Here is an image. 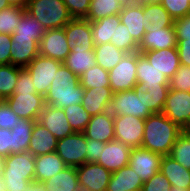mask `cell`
<instances>
[{
  "instance_id": "obj_17",
  "label": "cell",
  "mask_w": 190,
  "mask_h": 191,
  "mask_svg": "<svg viewBox=\"0 0 190 191\" xmlns=\"http://www.w3.org/2000/svg\"><path fill=\"white\" fill-rule=\"evenodd\" d=\"M131 150V147L118 140H111L110 142L105 143L97 164L102 165L111 173L118 171L128 165Z\"/></svg>"
},
{
  "instance_id": "obj_45",
  "label": "cell",
  "mask_w": 190,
  "mask_h": 191,
  "mask_svg": "<svg viewBox=\"0 0 190 191\" xmlns=\"http://www.w3.org/2000/svg\"><path fill=\"white\" fill-rule=\"evenodd\" d=\"M162 6L176 20L187 16L190 0H162Z\"/></svg>"
},
{
  "instance_id": "obj_43",
  "label": "cell",
  "mask_w": 190,
  "mask_h": 191,
  "mask_svg": "<svg viewBox=\"0 0 190 191\" xmlns=\"http://www.w3.org/2000/svg\"><path fill=\"white\" fill-rule=\"evenodd\" d=\"M110 43L126 53L138 52V44L129 34L128 28L122 23L115 28L114 40H110Z\"/></svg>"
},
{
  "instance_id": "obj_29",
  "label": "cell",
  "mask_w": 190,
  "mask_h": 191,
  "mask_svg": "<svg viewBox=\"0 0 190 191\" xmlns=\"http://www.w3.org/2000/svg\"><path fill=\"white\" fill-rule=\"evenodd\" d=\"M160 172L172 186L190 188V170L184 168L171 156L166 155L162 157Z\"/></svg>"
},
{
  "instance_id": "obj_21",
  "label": "cell",
  "mask_w": 190,
  "mask_h": 191,
  "mask_svg": "<svg viewBox=\"0 0 190 191\" xmlns=\"http://www.w3.org/2000/svg\"><path fill=\"white\" fill-rule=\"evenodd\" d=\"M11 38V64L26 68L39 55V44L30 38Z\"/></svg>"
},
{
  "instance_id": "obj_35",
  "label": "cell",
  "mask_w": 190,
  "mask_h": 191,
  "mask_svg": "<svg viewBox=\"0 0 190 191\" xmlns=\"http://www.w3.org/2000/svg\"><path fill=\"white\" fill-rule=\"evenodd\" d=\"M45 31L42 24L36 18L24 11L21 21L11 37L30 38L40 44Z\"/></svg>"
},
{
  "instance_id": "obj_19",
  "label": "cell",
  "mask_w": 190,
  "mask_h": 191,
  "mask_svg": "<svg viewBox=\"0 0 190 191\" xmlns=\"http://www.w3.org/2000/svg\"><path fill=\"white\" fill-rule=\"evenodd\" d=\"M142 54L154 68L163 73L169 80L181 65L177 48L145 51Z\"/></svg>"
},
{
  "instance_id": "obj_55",
  "label": "cell",
  "mask_w": 190,
  "mask_h": 191,
  "mask_svg": "<svg viewBox=\"0 0 190 191\" xmlns=\"http://www.w3.org/2000/svg\"><path fill=\"white\" fill-rule=\"evenodd\" d=\"M24 191H45V189L42 183L34 181Z\"/></svg>"
},
{
  "instance_id": "obj_53",
  "label": "cell",
  "mask_w": 190,
  "mask_h": 191,
  "mask_svg": "<svg viewBox=\"0 0 190 191\" xmlns=\"http://www.w3.org/2000/svg\"><path fill=\"white\" fill-rule=\"evenodd\" d=\"M13 154V140L10 129L0 128V156L7 157Z\"/></svg>"
},
{
  "instance_id": "obj_50",
  "label": "cell",
  "mask_w": 190,
  "mask_h": 191,
  "mask_svg": "<svg viewBox=\"0 0 190 191\" xmlns=\"http://www.w3.org/2000/svg\"><path fill=\"white\" fill-rule=\"evenodd\" d=\"M105 143L86 138V162L97 163Z\"/></svg>"
},
{
  "instance_id": "obj_11",
  "label": "cell",
  "mask_w": 190,
  "mask_h": 191,
  "mask_svg": "<svg viewBox=\"0 0 190 191\" xmlns=\"http://www.w3.org/2000/svg\"><path fill=\"white\" fill-rule=\"evenodd\" d=\"M81 191H106L112 173L97 163L86 162L76 168Z\"/></svg>"
},
{
  "instance_id": "obj_12",
  "label": "cell",
  "mask_w": 190,
  "mask_h": 191,
  "mask_svg": "<svg viewBox=\"0 0 190 191\" xmlns=\"http://www.w3.org/2000/svg\"><path fill=\"white\" fill-rule=\"evenodd\" d=\"M162 155L143 147L132 148L128 166H130L142 182L145 183L160 171Z\"/></svg>"
},
{
  "instance_id": "obj_58",
  "label": "cell",
  "mask_w": 190,
  "mask_h": 191,
  "mask_svg": "<svg viewBox=\"0 0 190 191\" xmlns=\"http://www.w3.org/2000/svg\"><path fill=\"white\" fill-rule=\"evenodd\" d=\"M170 191H190V188H180L176 186H171Z\"/></svg>"
},
{
  "instance_id": "obj_37",
  "label": "cell",
  "mask_w": 190,
  "mask_h": 191,
  "mask_svg": "<svg viewBox=\"0 0 190 191\" xmlns=\"http://www.w3.org/2000/svg\"><path fill=\"white\" fill-rule=\"evenodd\" d=\"M19 67L12 64L0 65V100L9 98L18 80Z\"/></svg>"
},
{
  "instance_id": "obj_4",
  "label": "cell",
  "mask_w": 190,
  "mask_h": 191,
  "mask_svg": "<svg viewBox=\"0 0 190 191\" xmlns=\"http://www.w3.org/2000/svg\"><path fill=\"white\" fill-rule=\"evenodd\" d=\"M25 11L45 30L63 28L73 19L63 0H29Z\"/></svg>"
},
{
  "instance_id": "obj_49",
  "label": "cell",
  "mask_w": 190,
  "mask_h": 191,
  "mask_svg": "<svg viewBox=\"0 0 190 191\" xmlns=\"http://www.w3.org/2000/svg\"><path fill=\"white\" fill-rule=\"evenodd\" d=\"M14 93H36L31 74L26 68L19 67L18 80L15 85Z\"/></svg>"
},
{
  "instance_id": "obj_15",
  "label": "cell",
  "mask_w": 190,
  "mask_h": 191,
  "mask_svg": "<svg viewBox=\"0 0 190 191\" xmlns=\"http://www.w3.org/2000/svg\"><path fill=\"white\" fill-rule=\"evenodd\" d=\"M177 36L174 27H152L149 25L138 45V52L177 48Z\"/></svg>"
},
{
  "instance_id": "obj_33",
  "label": "cell",
  "mask_w": 190,
  "mask_h": 191,
  "mask_svg": "<svg viewBox=\"0 0 190 191\" xmlns=\"http://www.w3.org/2000/svg\"><path fill=\"white\" fill-rule=\"evenodd\" d=\"M94 53L96 64L107 71L113 69L122 60L124 55L127 54L111 43L99 44L95 46Z\"/></svg>"
},
{
  "instance_id": "obj_16",
  "label": "cell",
  "mask_w": 190,
  "mask_h": 191,
  "mask_svg": "<svg viewBox=\"0 0 190 191\" xmlns=\"http://www.w3.org/2000/svg\"><path fill=\"white\" fill-rule=\"evenodd\" d=\"M119 16L120 22L128 28L129 34L139 45L147 27L150 25L149 22H147V17L144 16L143 3H125Z\"/></svg>"
},
{
  "instance_id": "obj_51",
  "label": "cell",
  "mask_w": 190,
  "mask_h": 191,
  "mask_svg": "<svg viewBox=\"0 0 190 191\" xmlns=\"http://www.w3.org/2000/svg\"><path fill=\"white\" fill-rule=\"evenodd\" d=\"M177 41H190V18L185 16L174 20Z\"/></svg>"
},
{
  "instance_id": "obj_8",
  "label": "cell",
  "mask_w": 190,
  "mask_h": 191,
  "mask_svg": "<svg viewBox=\"0 0 190 191\" xmlns=\"http://www.w3.org/2000/svg\"><path fill=\"white\" fill-rule=\"evenodd\" d=\"M145 119L122 115L114 116L115 140L131 147H141L144 136Z\"/></svg>"
},
{
  "instance_id": "obj_59",
  "label": "cell",
  "mask_w": 190,
  "mask_h": 191,
  "mask_svg": "<svg viewBox=\"0 0 190 191\" xmlns=\"http://www.w3.org/2000/svg\"><path fill=\"white\" fill-rule=\"evenodd\" d=\"M144 0H124L125 3L142 4Z\"/></svg>"
},
{
  "instance_id": "obj_40",
  "label": "cell",
  "mask_w": 190,
  "mask_h": 191,
  "mask_svg": "<svg viewBox=\"0 0 190 191\" xmlns=\"http://www.w3.org/2000/svg\"><path fill=\"white\" fill-rule=\"evenodd\" d=\"M63 111L74 132H83L91 119V115L81 104H71Z\"/></svg>"
},
{
  "instance_id": "obj_14",
  "label": "cell",
  "mask_w": 190,
  "mask_h": 191,
  "mask_svg": "<svg viewBox=\"0 0 190 191\" xmlns=\"http://www.w3.org/2000/svg\"><path fill=\"white\" fill-rule=\"evenodd\" d=\"M70 51L64 27L49 29L44 32L39 44V55L63 62Z\"/></svg>"
},
{
  "instance_id": "obj_30",
  "label": "cell",
  "mask_w": 190,
  "mask_h": 191,
  "mask_svg": "<svg viewBox=\"0 0 190 191\" xmlns=\"http://www.w3.org/2000/svg\"><path fill=\"white\" fill-rule=\"evenodd\" d=\"M42 185L45 191H81L76 168L71 166L42 182Z\"/></svg>"
},
{
  "instance_id": "obj_41",
  "label": "cell",
  "mask_w": 190,
  "mask_h": 191,
  "mask_svg": "<svg viewBox=\"0 0 190 191\" xmlns=\"http://www.w3.org/2000/svg\"><path fill=\"white\" fill-rule=\"evenodd\" d=\"M184 168L190 170V134L182 131L176 138V142L169 154Z\"/></svg>"
},
{
  "instance_id": "obj_5",
  "label": "cell",
  "mask_w": 190,
  "mask_h": 191,
  "mask_svg": "<svg viewBox=\"0 0 190 191\" xmlns=\"http://www.w3.org/2000/svg\"><path fill=\"white\" fill-rule=\"evenodd\" d=\"M145 105V89L136 86L133 90L114 93L108 111L113 116L132 115L146 119L152 112Z\"/></svg>"
},
{
  "instance_id": "obj_48",
  "label": "cell",
  "mask_w": 190,
  "mask_h": 191,
  "mask_svg": "<svg viewBox=\"0 0 190 191\" xmlns=\"http://www.w3.org/2000/svg\"><path fill=\"white\" fill-rule=\"evenodd\" d=\"M18 115H16L8 104L4 101H0V128L13 129L18 122Z\"/></svg>"
},
{
  "instance_id": "obj_36",
  "label": "cell",
  "mask_w": 190,
  "mask_h": 191,
  "mask_svg": "<svg viewBox=\"0 0 190 191\" xmlns=\"http://www.w3.org/2000/svg\"><path fill=\"white\" fill-rule=\"evenodd\" d=\"M144 16L152 27H174V19L161 3H143Z\"/></svg>"
},
{
  "instance_id": "obj_42",
  "label": "cell",
  "mask_w": 190,
  "mask_h": 191,
  "mask_svg": "<svg viewBox=\"0 0 190 191\" xmlns=\"http://www.w3.org/2000/svg\"><path fill=\"white\" fill-rule=\"evenodd\" d=\"M169 90V86H154L145 88V106L152 113H161L164 109Z\"/></svg>"
},
{
  "instance_id": "obj_64",
  "label": "cell",
  "mask_w": 190,
  "mask_h": 191,
  "mask_svg": "<svg viewBox=\"0 0 190 191\" xmlns=\"http://www.w3.org/2000/svg\"><path fill=\"white\" fill-rule=\"evenodd\" d=\"M187 16L190 18V7H189V10H188Z\"/></svg>"
},
{
  "instance_id": "obj_34",
  "label": "cell",
  "mask_w": 190,
  "mask_h": 191,
  "mask_svg": "<svg viewBox=\"0 0 190 191\" xmlns=\"http://www.w3.org/2000/svg\"><path fill=\"white\" fill-rule=\"evenodd\" d=\"M35 121L18 118L16 127L11 129L13 154L27 152Z\"/></svg>"
},
{
  "instance_id": "obj_20",
  "label": "cell",
  "mask_w": 190,
  "mask_h": 191,
  "mask_svg": "<svg viewBox=\"0 0 190 191\" xmlns=\"http://www.w3.org/2000/svg\"><path fill=\"white\" fill-rule=\"evenodd\" d=\"M83 134L86 138L99 140L103 143L114 140V116L109 111L91 116Z\"/></svg>"
},
{
  "instance_id": "obj_23",
  "label": "cell",
  "mask_w": 190,
  "mask_h": 191,
  "mask_svg": "<svg viewBox=\"0 0 190 191\" xmlns=\"http://www.w3.org/2000/svg\"><path fill=\"white\" fill-rule=\"evenodd\" d=\"M113 94L110 87L84 89L81 105L91 116L102 114L109 110Z\"/></svg>"
},
{
  "instance_id": "obj_62",
  "label": "cell",
  "mask_w": 190,
  "mask_h": 191,
  "mask_svg": "<svg viewBox=\"0 0 190 191\" xmlns=\"http://www.w3.org/2000/svg\"><path fill=\"white\" fill-rule=\"evenodd\" d=\"M162 0H144L143 3H161Z\"/></svg>"
},
{
  "instance_id": "obj_2",
  "label": "cell",
  "mask_w": 190,
  "mask_h": 191,
  "mask_svg": "<svg viewBox=\"0 0 190 191\" xmlns=\"http://www.w3.org/2000/svg\"><path fill=\"white\" fill-rule=\"evenodd\" d=\"M83 96L84 88L79 82V76L62 63L44 97L45 105L63 109L71 104H81Z\"/></svg>"
},
{
  "instance_id": "obj_25",
  "label": "cell",
  "mask_w": 190,
  "mask_h": 191,
  "mask_svg": "<svg viewBox=\"0 0 190 191\" xmlns=\"http://www.w3.org/2000/svg\"><path fill=\"white\" fill-rule=\"evenodd\" d=\"M136 73L138 86L143 89L154 86H169V79L154 68L140 52H137Z\"/></svg>"
},
{
  "instance_id": "obj_54",
  "label": "cell",
  "mask_w": 190,
  "mask_h": 191,
  "mask_svg": "<svg viewBox=\"0 0 190 191\" xmlns=\"http://www.w3.org/2000/svg\"><path fill=\"white\" fill-rule=\"evenodd\" d=\"M177 50L180 64L190 66V41H178Z\"/></svg>"
},
{
  "instance_id": "obj_7",
  "label": "cell",
  "mask_w": 190,
  "mask_h": 191,
  "mask_svg": "<svg viewBox=\"0 0 190 191\" xmlns=\"http://www.w3.org/2000/svg\"><path fill=\"white\" fill-rule=\"evenodd\" d=\"M62 62L38 55L26 69L31 74L36 93L45 97Z\"/></svg>"
},
{
  "instance_id": "obj_18",
  "label": "cell",
  "mask_w": 190,
  "mask_h": 191,
  "mask_svg": "<svg viewBox=\"0 0 190 191\" xmlns=\"http://www.w3.org/2000/svg\"><path fill=\"white\" fill-rule=\"evenodd\" d=\"M37 122L46 127L57 139L75 133L63 109L52 105H45L37 118Z\"/></svg>"
},
{
  "instance_id": "obj_46",
  "label": "cell",
  "mask_w": 190,
  "mask_h": 191,
  "mask_svg": "<svg viewBox=\"0 0 190 191\" xmlns=\"http://www.w3.org/2000/svg\"><path fill=\"white\" fill-rule=\"evenodd\" d=\"M171 186L168 179L159 171L143 184L141 191H170Z\"/></svg>"
},
{
  "instance_id": "obj_3",
  "label": "cell",
  "mask_w": 190,
  "mask_h": 191,
  "mask_svg": "<svg viewBox=\"0 0 190 191\" xmlns=\"http://www.w3.org/2000/svg\"><path fill=\"white\" fill-rule=\"evenodd\" d=\"M1 176L5 191H24L35 181V157L28 151L4 157Z\"/></svg>"
},
{
  "instance_id": "obj_13",
  "label": "cell",
  "mask_w": 190,
  "mask_h": 191,
  "mask_svg": "<svg viewBox=\"0 0 190 191\" xmlns=\"http://www.w3.org/2000/svg\"><path fill=\"white\" fill-rule=\"evenodd\" d=\"M162 113L183 129L190 120V92L170 89Z\"/></svg>"
},
{
  "instance_id": "obj_22",
  "label": "cell",
  "mask_w": 190,
  "mask_h": 191,
  "mask_svg": "<svg viewBox=\"0 0 190 191\" xmlns=\"http://www.w3.org/2000/svg\"><path fill=\"white\" fill-rule=\"evenodd\" d=\"M69 48L95 47L92 40L91 22L85 18H73L65 27Z\"/></svg>"
},
{
  "instance_id": "obj_10",
  "label": "cell",
  "mask_w": 190,
  "mask_h": 191,
  "mask_svg": "<svg viewBox=\"0 0 190 191\" xmlns=\"http://www.w3.org/2000/svg\"><path fill=\"white\" fill-rule=\"evenodd\" d=\"M4 101L19 118L34 121L45 107V98L38 93H13Z\"/></svg>"
},
{
  "instance_id": "obj_44",
  "label": "cell",
  "mask_w": 190,
  "mask_h": 191,
  "mask_svg": "<svg viewBox=\"0 0 190 191\" xmlns=\"http://www.w3.org/2000/svg\"><path fill=\"white\" fill-rule=\"evenodd\" d=\"M169 88L190 92V66L180 65L177 72L169 80Z\"/></svg>"
},
{
  "instance_id": "obj_38",
  "label": "cell",
  "mask_w": 190,
  "mask_h": 191,
  "mask_svg": "<svg viewBox=\"0 0 190 191\" xmlns=\"http://www.w3.org/2000/svg\"><path fill=\"white\" fill-rule=\"evenodd\" d=\"M79 82L84 89L110 87L109 71L95 65L79 77Z\"/></svg>"
},
{
  "instance_id": "obj_24",
  "label": "cell",
  "mask_w": 190,
  "mask_h": 191,
  "mask_svg": "<svg viewBox=\"0 0 190 191\" xmlns=\"http://www.w3.org/2000/svg\"><path fill=\"white\" fill-rule=\"evenodd\" d=\"M58 139L44 126L35 121L28 147L34 157L55 152Z\"/></svg>"
},
{
  "instance_id": "obj_57",
  "label": "cell",
  "mask_w": 190,
  "mask_h": 191,
  "mask_svg": "<svg viewBox=\"0 0 190 191\" xmlns=\"http://www.w3.org/2000/svg\"><path fill=\"white\" fill-rule=\"evenodd\" d=\"M10 6L8 0H0V11Z\"/></svg>"
},
{
  "instance_id": "obj_9",
  "label": "cell",
  "mask_w": 190,
  "mask_h": 191,
  "mask_svg": "<svg viewBox=\"0 0 190 191\" xmlns=\"http://www.w3.org/2000/svg\"><path fill=\"white\" fill-rule=\"evenodd\" d=\"M85 149V135L83 132H75L58 139L55 152L68 166L77 168L86 163Z\"/></svg>"
},
{
  "instance_id": "obj_26",
  "label": "cell",
  "mask_w": 190,
  "mask_h": 191,
  "mask_svg": "<svg viewBox=\"0 0 190 191\" xmlns=\"http://www.w3.org/2000/svg\"><path fill=\"white\" fill-rule=\"evenodd\" d=\"M79 77L96 64L94 47H74L62 62Z\"/></svg>"
},
{
  "instance_id": "obj_27",
  "label": "cell",
  "mask_w": 190,
  "mask_h": 191,
  "mask_svg": "<svg viewBox=\"0 0 190 191\" xmlns=\"http://www.w3.org/2000/svg\"><path fill=\"white\" fill-rule=\"evenodd\" d=\"M66 167L68 165L56 152L35 156V182H45Z\"/></svg>"
},
{
  "instance_id": "obj_6",
  "label": "cell",
  "mask_w": 190,
  "mask_h": 191,
  "mask_svg": "<svg viewBox=\"0 0 190 191\" xmlns=\"http://www.w3.org/2000/svg\"><path fill=\"white\" fill-rule=\"evenodd\" d=\"M137 52L127 53L122 60L109 71L110 88L113 93L133 90L137 83Z\"/></svg>"
},
{
  "instance_id": "obj_56",
  "label": "cell",
  "mask_w": 190,
  "mask_h": 191,
  "mask_svg": "<svg viewBox=\"0 0 190 191\" xmlns=\"http://www.w3.org/2000/svg\"><path fill=\"white\" fill-rule=\"evenodd\" d=\"M10 5L20 6L25 8L29 2V0H8Z\"/></svg>"
},
{
  "instance_id": "obj_61",
  "label": "cell",
  "mask_w": 190,
  "mask_h": 191,
  "mask_svg": "<svg viewBox=\"0 0 190 191\" xmlns=\"http://www.w3.org/2000/svg\"><path fill=\"white\" fill-rule=\"evenodd\" d=\"M182 131L190 134V120H189L188 124L182 129Z\"/></svg>"
},
{
  "instance_id": "obj_31",
  "label": "cell",
  "mask_w": 190,
  "mask_h": 191,
  "mask_svg": "<svg viewBox=\"0 0 190 191\" xmlns=\"http://www.w3.org/2000/svg\"><path fill=\"white\" fill-rule=\"evenodd\" d=\"M120 23L119 14L107 16L91 22L92 40L94 46L110 43V40H114L115 28H117Z\"/></svg>"
},
{
  "instance_id": "obj_63",
  "label": "cell",
  "mask_w": 190,
  "mask_h": 191,
  "mask_svg": "<svg viewBox=\"0 0 190 191\" xmlns=\"http://www.w3.org/2000/svg\"><path fill=\"white\" fill-rule=\"evenodd\" d=\"M3 165H4V158L0 156V174L3 169Z\"/></svg>"
},
{
  "instance_id": "obj_60",
  "label": "cell",
  "mask_w": 190,
  "mask_h": 191,
  "mask_svg": "<svg viewBox=\"0 0 190 191\" xmlns=\"http://www.w3.org/2000/svg\"><path fill=\"white\" fill-rule=\"evenodd\" d=\"M0 191H5L4 179L0 174Z\"/></svg>"
},
{
  "instance_id": "obj_39",
  "label": "cell",
  "mask_w": 190,
  "mask_h": 191,
  "mask_svg": "<svg viewBox=\"0 0 190 191\" xmlns=\"http://www.w3.org/2000/svg\"><path fill=\"white\" fill-rule=\"evenodd\" d=\"M25 8L10 5L0 11V34L12 35L21 21Z\"/></svg>"
},
{
  "instance_id": "obj_28",
  "label": "cell",
  "mask_w": 190,
  "mask_h": 191,
  "mask_svg": "<svg viewBox=\"0 0 190 191\" xmlns=\"http://www.w3.org/2000/svg\"><path fill=\"white\" fill-rule=\"evenodd\" d=\"M143 182L130 166L112 172L106 191H141Z\"/></svg>"
},
{
  "instance_id": "obj_52",
  "label": "cell",
  "mask_w": 190,
  "mask_h": 191,
  "mask_svg": "<svg viewBox=\"0 0 190 191\" xmlns=\"http://www.w3.org/2000/svg\"><path fill=\"white\" fill-rule=\"evenodd\" d=\"M11 44V35L0 34V65L11 64Z\"/></svg>"
},
{
  "instance_id": "obj_47",
  "label": "cell",
  "mask_w": 190,
  "mask_h": 191,
  "mask_svg": "<svg viewBox=\"0 0 190 191\" xmlns=\"http://www.w3.org/2000/svg\"><path fill=\"white\" fill-rule=\"evenodd\" d=\"M73 18H85L90 9L91 0H63Z\"/></svg>"
},
{
  "instance_id": "obj_1",
  "label": "cell",
  "mask_w": 190,
  "mask_h": 191,
  "mask_svg": "<svg viewBox=\"0 0 190 191\" xmlns=\"http://www.w3.org/2000/svg\"><path fill=\"white\" fill-rule=\"evenodd\" d=\"M182 132L176 123L161 113H152L145 119L144 136L141 147L162 156L169 155Z\"/></svg>"
},
{
  "instance_id": "obj_32",
  "label": "cell",
  "mask_w": 190,
  "mask_h": 191,
  "mask_svg": "<svg viewBox=\"0 0 190 191\" xmlns=\"http://www.w3.org/2000/svg\"><path fill=\"white\" fill-rule=\"evenodd\" d=\"M124 5V0H91L90 9L85 19L94 22L107 16L119 14Z\"/></svg>"
}]
</instances>
